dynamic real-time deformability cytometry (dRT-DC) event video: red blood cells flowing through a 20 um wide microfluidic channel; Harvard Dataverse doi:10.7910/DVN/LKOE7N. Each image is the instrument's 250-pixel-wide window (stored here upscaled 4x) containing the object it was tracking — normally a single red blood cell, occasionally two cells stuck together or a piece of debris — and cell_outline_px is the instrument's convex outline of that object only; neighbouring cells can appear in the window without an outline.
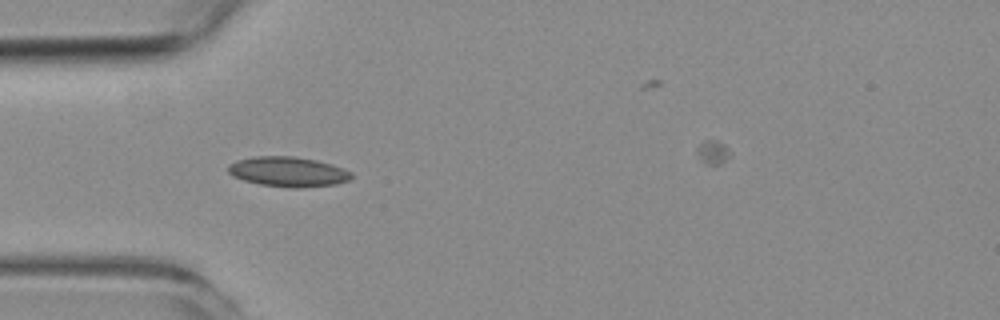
{"species": "common noctule bat (a hibernating species)", "species_latin": "Nyctalus noctula", "temperature_condition": "room temperature", "stored_images_in_passage": 7, "camera_frame_rate_fps": 3000, "um_per_image_px": 0.085, "animal": {"sex": "female", "body_mass_g": 19.3, "forearm_length_mm": 54.1}, "frame": {"image": 1, "passage_image": 4, "time_ms": 3.333, "image_size_px": [1000, 320], "cell_outline_px": [[352, 176], [348, 180], [336, 184], [300, 188], [292, 188], [260, 184], [244, 180], [232, 176], [228, 172], [228, 164], [236, 160], [256, 156], [292, 156], [316, 160], [332, 164], [344, 168], [352, 172]], "centroid_in_image_um": [24.48, 14.59], "position_along_channel_um": 60.5, "area_um2": 21.56}}
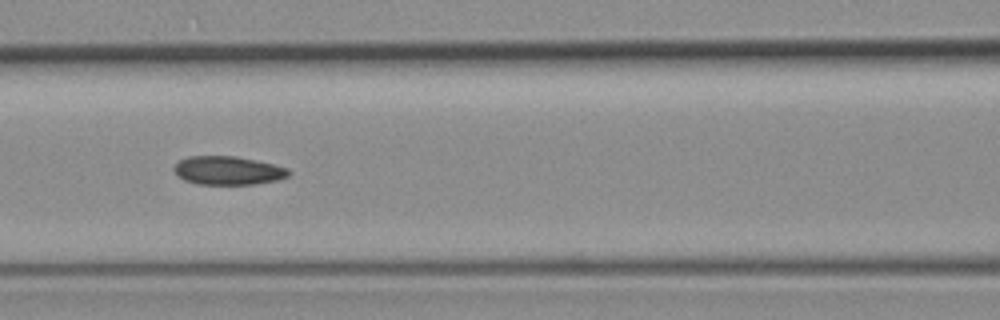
{"frame": {"image": 2, "passage_image": 6, "time_ms": 5.667, "image_size_px": [1000, 320], "cell_outline_px": [[292, 172], [288, 176], [276, 180], [256, 184], [196, 184], [184, 180], [172, 168], [180, 160], [188, 156], [236, 156], [272, 164], [288, 168]], "centroid_in_image_um": [19.38, 14.49], "position_along_channel_um": 147.2, "area_um2": 18.96}}
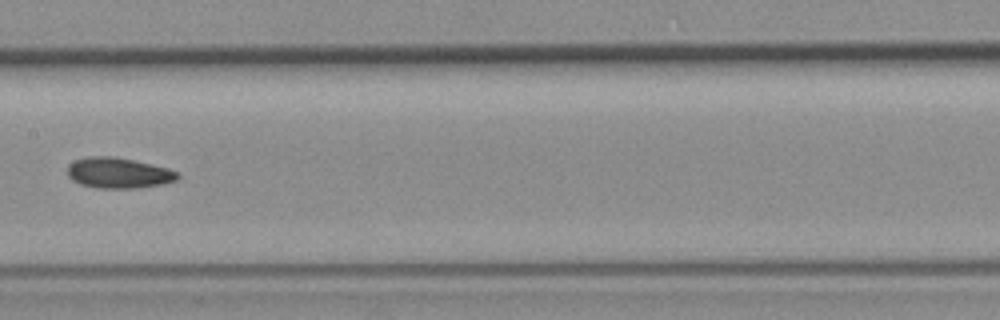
{"frame": {"image": 3, "passage_image": 7, "time_ms": 7.0, "image_size_px": [1000, 320], "cell_outline_px": [[180, 176], [176, 180], [164, 184], [136, 188], [96, 188], [80, 184], [72, 180], [68, 176], [68, 164], [76, 160], [88, 156], [112, 156], [152, 164], [168, 168], [180, 172]], "centroid_in_image_um": [10.09, 14.7], "position_along_channel_um": 197.3, "area_um2": 19.77}}